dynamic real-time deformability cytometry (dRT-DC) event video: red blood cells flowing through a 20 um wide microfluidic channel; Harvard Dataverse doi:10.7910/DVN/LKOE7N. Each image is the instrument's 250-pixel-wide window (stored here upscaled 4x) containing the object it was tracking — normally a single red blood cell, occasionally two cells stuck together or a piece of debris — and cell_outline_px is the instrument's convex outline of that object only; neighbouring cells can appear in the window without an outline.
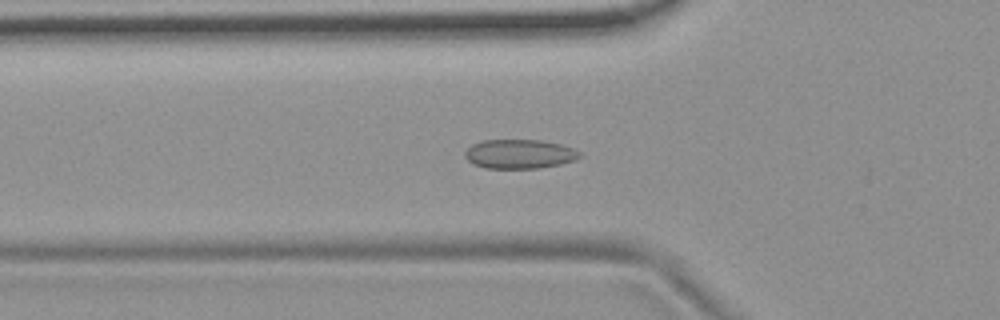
{"species": "common noctule bat (a hibernating species)", "species_latin": "Nyctalus noctula", "temperature_condition": "room temperature", "stored_images_in_passage": 55, "camera_frame_rate_fps": 3000, "um_per_image_px": 0.085, "animal": {"sex": "female", "body_mass_g": 19.9}, "frame": {"image": 1, "passage_image": 19, "time_ms": 6.0, "image_size_px": [1000, 320], "cell_outline_px": [[580, 156], [576, 160], [560, 164], [540, 168], [484, 168], [472, 164], [464, 156], [464, 152], [472, 144], [480, 140], [544, 140], [560, 144], [572, 148], [580, 152]], "centroid_in_image_um": [44.13, 13.09], "position_along_channel_um": 81.7, "area_um2": 19.65}}
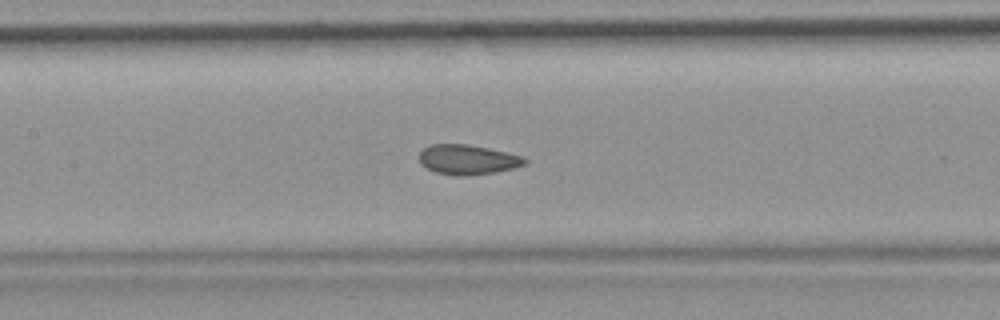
{"frame": {"image": 2, "passage_image": 26, "time_ms": 8.333, "image_size_px": [1000, 320], "cell_outline_px": [[528, 160], [524, 164], [512, 168], [492, 172], [464, 176], [456, 176], [436, 172], [420, 164], [420, 152], [424, 148], [432, 144], [468, 144], [488, 148], [520, 156]], "centroid_in_image_um": [39.7, 13.56], "position_along_channel_um": 167.7, "area_um2": 17.98}}
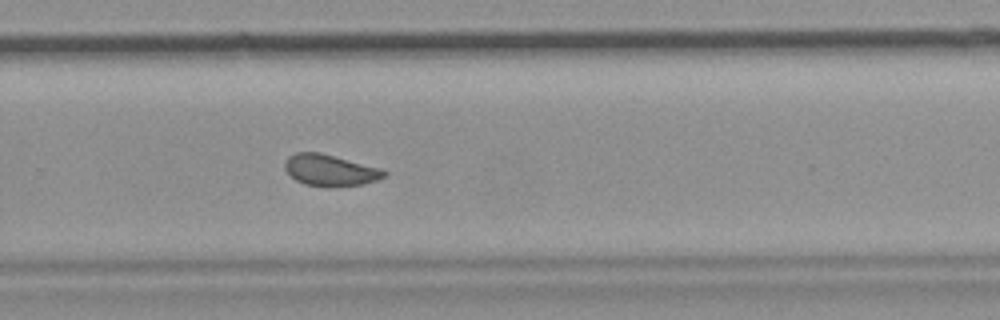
{"frame": {"image": 3, "passage_image": 37, "time_ms": 12.0, "image_size_px": [1000, 320], "cell_outline_px": [[388, 172], [384, 176], [376, 180], [364, 184], [332, 188], [324, 188], [304, 184], [296, 180], [284, 168], [284, 160], [288, 156], [296, 152], [320, 152], [380, 168]], "centroid_in_image_um": [28.03, 14.48], "position_along_channel_um": 301.8, "area_um2": 18.44}, "authors_computed_cell_mechanics": {"area_um2": 19.074, "velocity_mm_per_s": 3.6721, "shape_relaxation_time_tau1_ms": null, "shape_relaxation_time_tau2_ms": 1.2283, "deformation_change_tau1": null, "deformation_change_tau2": 0.0482}}